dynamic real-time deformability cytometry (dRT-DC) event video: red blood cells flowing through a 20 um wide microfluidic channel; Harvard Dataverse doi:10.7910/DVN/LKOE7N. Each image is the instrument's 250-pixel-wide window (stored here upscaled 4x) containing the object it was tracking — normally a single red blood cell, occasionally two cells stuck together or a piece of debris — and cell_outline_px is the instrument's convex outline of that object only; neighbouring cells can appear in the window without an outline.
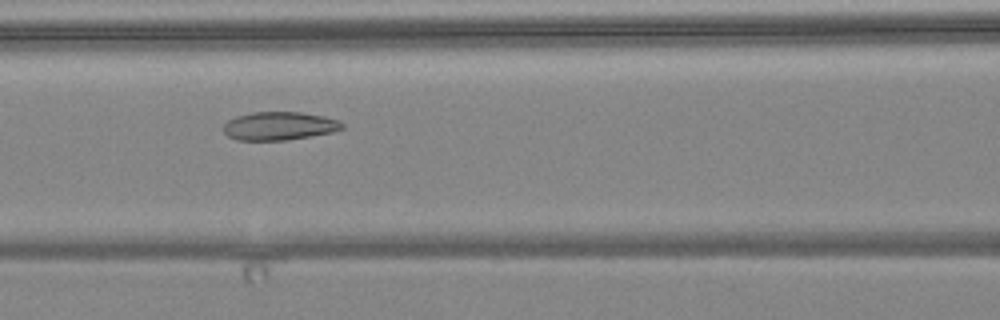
{"species": "common noctule bat (a hibernating species)", "species_latin": "Nyctalus noctula", "temperature_condition": "warm", "stored_images_in_passage": 6, "camera_frame_rate_fps": 3000, "um_per_image_px": 0.085, "animal": {"sex": "female", "body_mass_g": 24.6, "forearm_length_mm": 56.2}, "frame": {"image": 1, "passage_image": 6, "time_ms": 5.667, "image_size_px": [1000, 320], "cell_outline_px": [[344, 128], [332, 132], [288, 140], [236, 140], [228, 136], [224, 132], [224, 124], [228, 120], [236, 116], [252, 112], [300, 112], [324, 116], [340, 120], [344, 124]], "centroid_in_image_um": [23.75, 10.7], "position_along_channel_um": 142.9, "area_um2": 19.65}}